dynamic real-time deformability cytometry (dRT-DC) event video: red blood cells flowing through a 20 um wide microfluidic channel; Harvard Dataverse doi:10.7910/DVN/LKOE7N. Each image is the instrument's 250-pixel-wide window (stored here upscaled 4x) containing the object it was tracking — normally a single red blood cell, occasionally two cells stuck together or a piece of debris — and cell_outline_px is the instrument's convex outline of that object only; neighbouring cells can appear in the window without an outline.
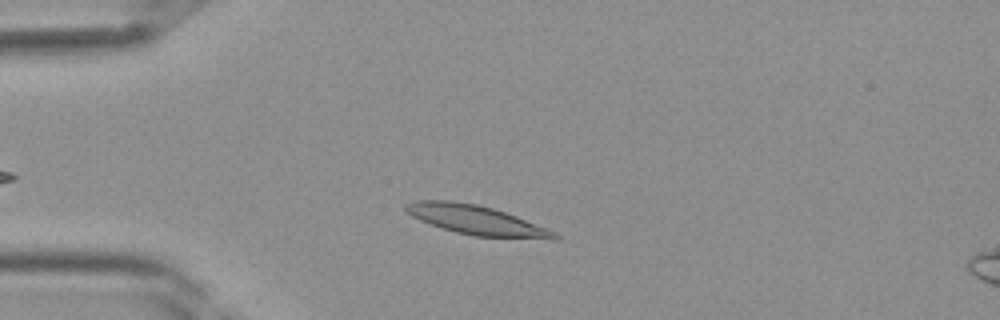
{"species": "Egyptian fruit bat (a non-hibernating species)", "species_latin": "Rousettus aegyptiacus", "temperature_condition": "room temperature", "stored_images_in_passage": 36, "camera_frame_rate_fps": 3000, "um_per_image_px": 0.085, "frame": {"image": 1, "passage_image": 6, "time_ms": 1.667, "image_size_px": [1000, 320], "cell_outline_px": [[560, 236], [556, 240], [552, 240], [476, 236], [456, 232], [440, 228], [420, 220], [412, 216], [404, 208], [404, 204], [416, 200], [452, 200], [476, 204], [492, 208], [516, 216], [548, 228], [556, 232]], "centroid_in_image_um": [40.52, 18.71], "position_along_channel_um": 44.5, "area_um2": 25.61}}
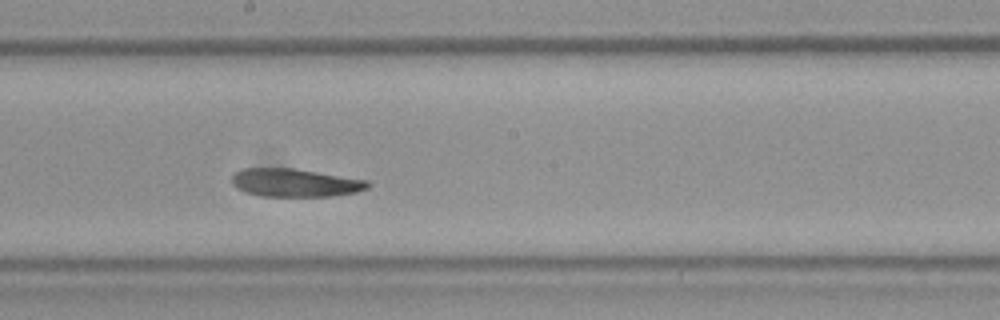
{"frame": {"image": 2, "passage_image": 18, "time_ms": 5.667, "image_size_px": [1000, 320], "cell_outline_px": [[372, 184], [368, 188], [356, 192], [332, 196], [260, 196], [244, 192], [236, 188], [232, 184], [232, 176], [236, 172], [244, 168], [292, 168], [368, 180]], "centroid_in_image_um": [25.08, 15.54], "position_along_channel_um": 223.1, "area_um2": 22.31}}
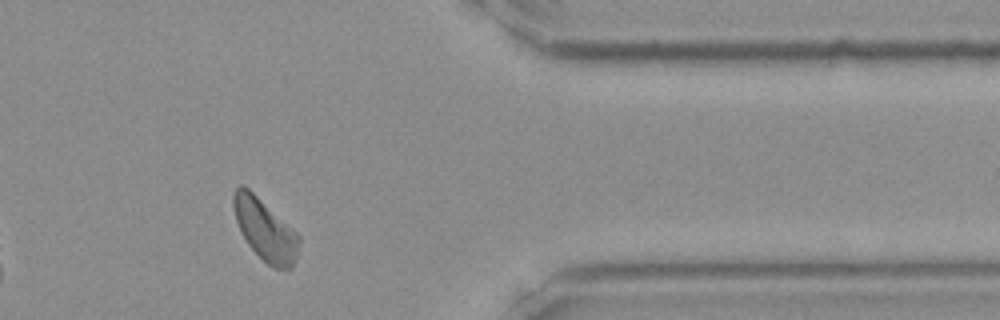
{"frame": {"image": 3, "passage_image": 29, "time_ms": 9.333, "image_size_px": [1000, 320], "cell_outline_px": [[300, 244], [292, 268], [276, 268], [268, 264], [248, 244], [236, 220], [232, 204], [232, 192], [240, 184], [244, 184], [296, 232], [300, 236]], "centroid_in_image_um": [22.52, 19.49], "position_along_channel_um": 388.9, "area_um2": 23.0}}